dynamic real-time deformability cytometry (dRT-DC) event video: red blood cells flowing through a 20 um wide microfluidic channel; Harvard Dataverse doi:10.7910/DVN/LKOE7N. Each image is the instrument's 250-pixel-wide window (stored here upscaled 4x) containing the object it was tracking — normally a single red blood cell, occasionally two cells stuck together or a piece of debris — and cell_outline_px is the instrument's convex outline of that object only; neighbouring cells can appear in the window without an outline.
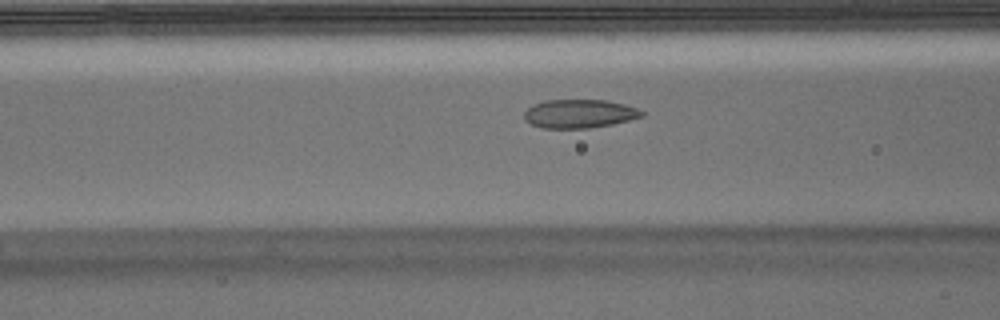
{"species": "Egyptian fruit bat (a non-hibernating species)", "species_latin": "Rousettus aegyptiacus", "temperature_condition": "warm", "stored_images_in_passage": 53, "camera_frame_rate_fps": 3000, "um_per_image_px": 0.085, "animal": {"sex": "male"}, "frame": {"image": 1, "passage_image": 20, "time_ms": 6.333, "image_size_px": [1000, 320], "cell_outline_px": [[644, 116], [612, 124], [588, 128], [540, 128], [524, 120], [524, 112], [532, 104], [544, 100], [608, 100], [624, 104], [636, 108], [644, 112]], "centroid_in_image_um": [49.22, 9.66], "position_along_channel_um": 117.4, "area_um2": 19.65}}
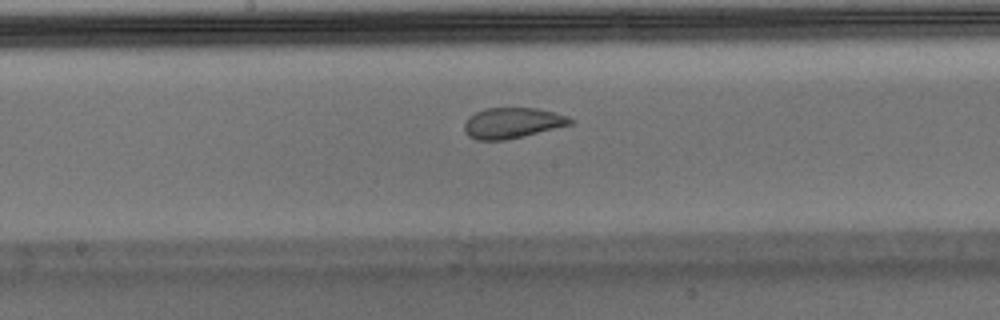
{"frame": {"image": 2, "passage_image": 27, "time_ms": 8.667, "image_size_px": [1000, 320], "cell_outline_px": [[572, 124], [524, 136], [504, 140], [476, 140], [468, 136], [464, 132], [464, 124], [468, 116], [476, 112], [488, 108], [536, 108], [568, 116], [572, 120]], "centroid_in_image_um": [43.5, 10.46], "position_along_channel_um": 204.7, "area_um2": 18.84}}
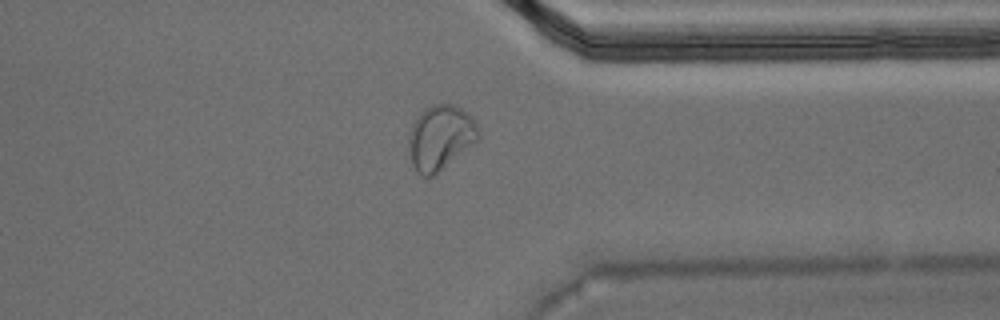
{"frame": {"image": 3, "passage_image": 41, "time_ms": 13.333, "image_size_px": [1000, 320], "cell_outline_px": [[480, 140], [436, 176], [424, 176], [416, 172], [412, 164], [408, 140], [408, 136], [412, 124], [416, 116], [424, 108], [432, 104], [456, 104], [468, 112], [472, 116], [480, 128]], "centroid_in_image_um": [37.48, 11.69], "position_along_channel_um": 373.9, "area_um2": 27.22}}